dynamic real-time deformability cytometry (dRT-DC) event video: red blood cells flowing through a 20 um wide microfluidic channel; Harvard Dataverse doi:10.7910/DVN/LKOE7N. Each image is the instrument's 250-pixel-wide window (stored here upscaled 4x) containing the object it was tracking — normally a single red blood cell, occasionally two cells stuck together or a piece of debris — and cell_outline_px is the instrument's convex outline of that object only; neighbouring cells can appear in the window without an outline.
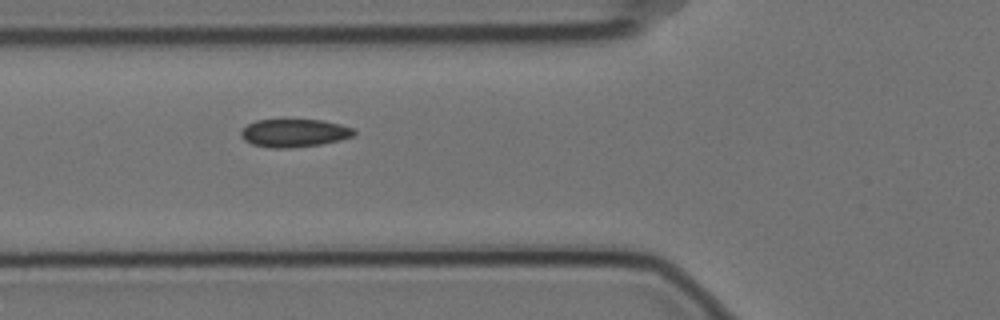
{"species": "Egyptian fruit bat (a non-hibernating species)", "species_latin": "Rousettus aegyptiacus", "temperature_condition": "cold", "stored_images_in_passage": 6, "camera_frame_rate_fps": 3000, "um_per_image_px": 0.085, "animal": {"sex": "female"}, "frame": {"image": 1, "passage_image": 6, "time_ms": 1.667, "image_size_px": [1000, 320], "cell_outline_px": [[356, 132], [352, 136], [340, 140], [320, 144], [292, 148], [268, 148], [252, 144], [244, 140], [240, 136], [240, 132], [248, 124], [256, 120], [324, 120], [340, 124], [352, 128]], "centroid_in_image_um": [24.99, 11.31], "position_along_channel_um": 100.8, "area_um2": 18.44}}